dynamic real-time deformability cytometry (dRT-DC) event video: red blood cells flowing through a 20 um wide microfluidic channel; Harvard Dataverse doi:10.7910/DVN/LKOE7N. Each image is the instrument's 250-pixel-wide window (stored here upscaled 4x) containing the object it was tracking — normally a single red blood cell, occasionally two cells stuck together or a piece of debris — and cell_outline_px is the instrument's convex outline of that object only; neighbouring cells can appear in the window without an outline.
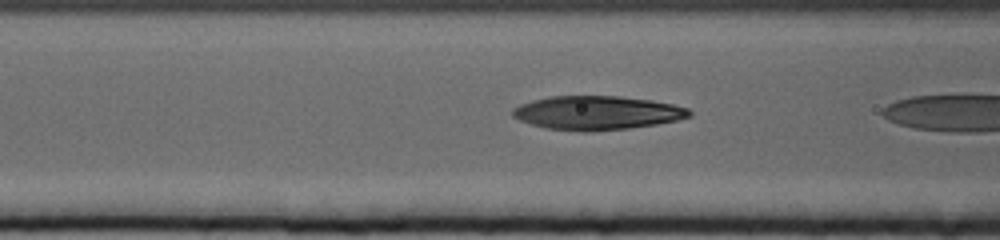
{"species": "human", "species_latin": "Homo sapiens", "temperature_condition": "cold", "stored_images_in_passage": 8, "camera_frame_rate_fps": 3000, "um_per_image_px": 0.085, "donor": {"sex": "female"}, "frame": {"image": 1, "passage_image": 5, "time_ms": 1.333, "image_size_px": [1000, 240], "cell_outline_px": [[692, 116], [676, 120], [656, 124], [628, 128], [588, 132], [584, 132], [548, 128], [532, 124], [520, 120], [512, 116], [512, 108], [520, 104], [532, 100], [548, 96], [620, 96], [652, 100], [672, 104], [688, 108], [692, 112]], "centroid_in_image_um": [50.74, 9.58], "position_along_channel_um": 115.9, "area_um2": 34.85}}